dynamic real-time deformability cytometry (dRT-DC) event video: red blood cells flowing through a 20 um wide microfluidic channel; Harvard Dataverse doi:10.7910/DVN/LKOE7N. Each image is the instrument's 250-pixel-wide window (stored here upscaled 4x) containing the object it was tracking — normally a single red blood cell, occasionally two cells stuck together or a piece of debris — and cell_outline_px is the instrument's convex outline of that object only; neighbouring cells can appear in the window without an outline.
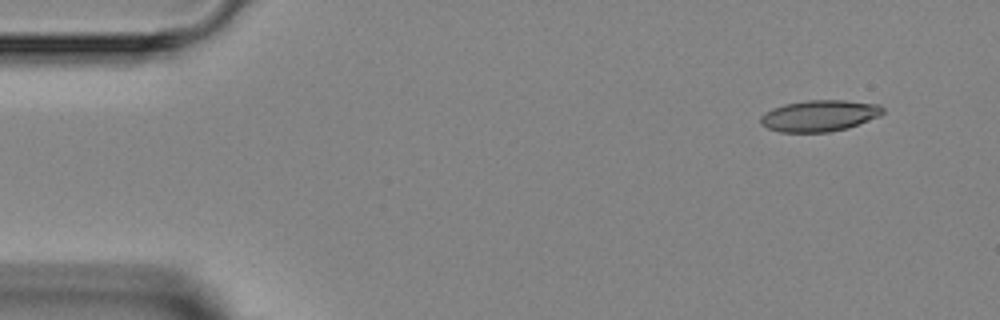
{"species": "Egyptian fruit bat (a non-hibernating species)", "species_latin": "Rousettus aegyptiacus", "temperature_condition": "room temperature", "stored_images_in_passage": 4, "camera_frame_rate_fps": 3000, "um_per_image_px": 0.085, "animal": {"sex": "female"}, "frame": {"image": 1, "passage_image": 1, "time_ms": 0.0, "image_size_px": [1000, 320], "cell_outline_px": [[884, 112], [880, 116], [848, 128], [828, 132], [780, 132], [768, 128], [760, 124], [760, 116], [764, 112], [772, 108], [784, 104], [808, 100], [844, 100], [880, 104], [884, 108]], "centroid_in_image_um": [69.65, 9.83], "position_along_channel_um": 15.3, "area_um2": 22.48}}
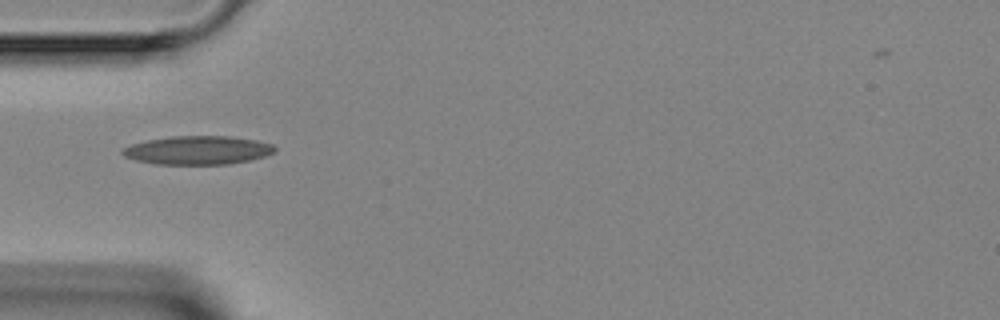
{"frame": {"image": 2, "passage_image": 4, "time_ms": 3.667, "image_size_px": [1000, 320], "cell_outline_px": [[276, 152], [264, 156], [248, 160], [228, 164], [152, 164], [136, 160], [124, 156], [120, 152], [124, 148], [132, 144], [148, 140], [172, 136], [232, 136], [256, 140], [272, 144], [276, 148]], "centroid_in_image_um": [16.82, 12.76], "position_along_channel_um": 68.2, "area_um2": 25.32}}